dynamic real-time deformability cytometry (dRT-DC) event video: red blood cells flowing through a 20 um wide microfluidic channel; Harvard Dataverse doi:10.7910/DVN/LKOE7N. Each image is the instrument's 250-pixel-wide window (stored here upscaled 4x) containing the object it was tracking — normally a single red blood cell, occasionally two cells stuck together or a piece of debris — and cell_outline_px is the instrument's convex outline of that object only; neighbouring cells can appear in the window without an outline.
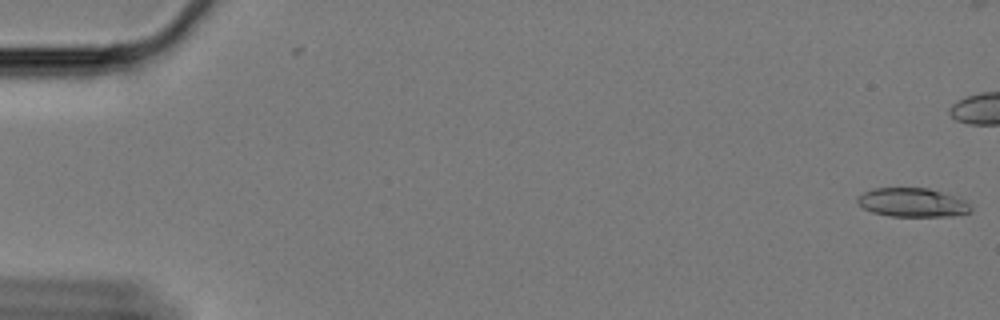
{"species": "Egyptian fruit bat (a non-hibernating species)", "species_latin": "Rousettus aegyptiacus", "temperature_condition": "cold", "stored_images_in_passage": 49, "camera_frame_rate_fps": 3000, "um_per_image_px": 0.085, "animal": {"sex": "female"}, "frame": {"image": 1, "passage_image": 1, "time_ms": 0.0, "image_size_px": [1000, 320], "cell_outline_px": [[972, 208], [968, 212], [952, 216], [888, 216], [872, 212], [864, 208], [856, 200], [856, 196], [872, 188], [928, 188], [964, 200]], "centroid_in_image_um": [77.49, 17.21], "position_along_channel_um": 7.5, "area_um2": 18.84}}
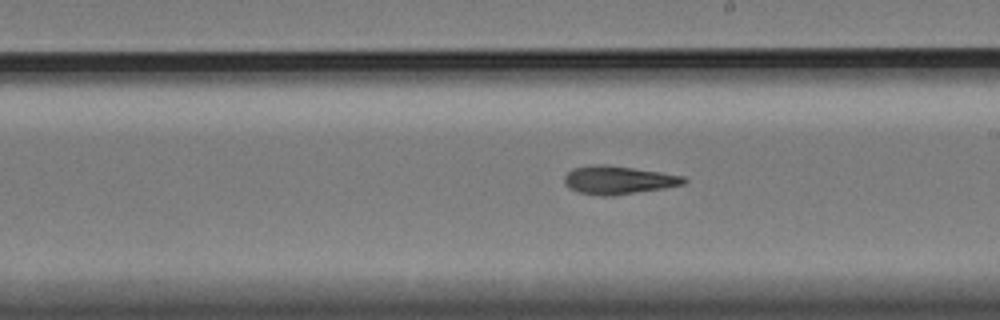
{"frame": {"image": 2, "passage_image": 35, "time_ms": 11.333, "image_size_px": [1000, 320], "cell_outline_px": [[688, 180], [684, 184], [664, 188], [612, 196], [600, 196], [580, 192], [568, 188], [564, 184], [564, 176], [572, 168], [592, 164], [604, 164], [660, 172], [684, 176]], "centroid_in_image_um": [52.52, 15.3], "position_along_channel_um": 236.5, "area_um2": 19.71}}
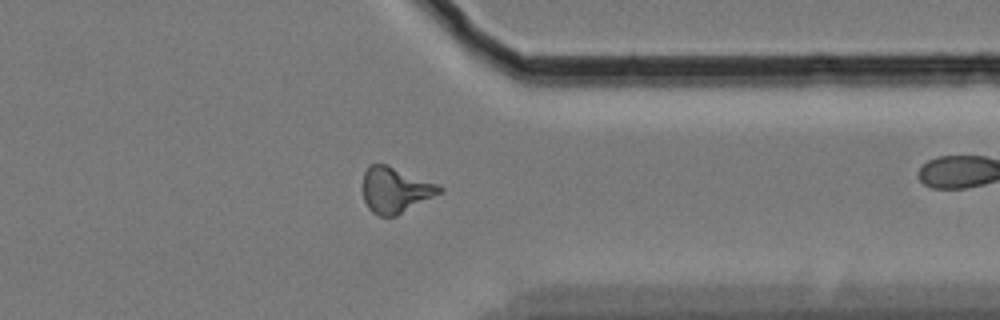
{"frame": {"image": 3, "passage_image": 48, "time_ms": 15.667, "image_size_px": [1000, 320], "cell_outline_px": [[444, 188], [440, 192], [396, 216], [380, 216], [372, 212], [368, 208], [364, 200], [364, 172], [368, 164], [384, 164], [436, 184]], "centroid_in_image_um": [33.55, 16.16], "position_along_channel_um": 377.9, "area_um2": 19.71}}